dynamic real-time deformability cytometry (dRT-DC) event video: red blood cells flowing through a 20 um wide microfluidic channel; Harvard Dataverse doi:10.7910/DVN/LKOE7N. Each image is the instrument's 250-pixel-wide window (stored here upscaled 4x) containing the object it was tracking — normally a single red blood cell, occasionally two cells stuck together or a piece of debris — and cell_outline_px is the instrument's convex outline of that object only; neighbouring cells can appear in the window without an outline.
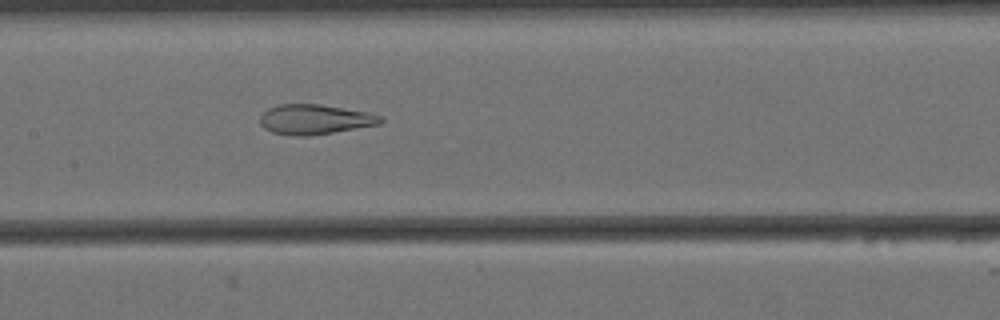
{"species": "Egyptian fruit bat (a non-hibernating species)", "species_latin": "Rousettus aegyptiacus", "temperature_condition": "cold", "stored_images_in_passage": 56, "camera_frame_rate_fps": 3000, "um_per_image_px": 0.085, "animal": {"sex": "female"}, "frame": {"image": 1, "passage_image": 25, "time_ms": 8.0, "image_size_px": [1000, 320], "cell_outline_px": [[384, 120], [380, 124], [308, 136], [288, 136], [272, 132], [264, 128], [260, 124], [260, 116], [268, 108], [280, 104], [320, 104], [364, 112], [380, 116]], "centroid_in_image_um": [26.69, 10.16], "position_along_channel_um": 180.7, "area_um2": 20.81}}
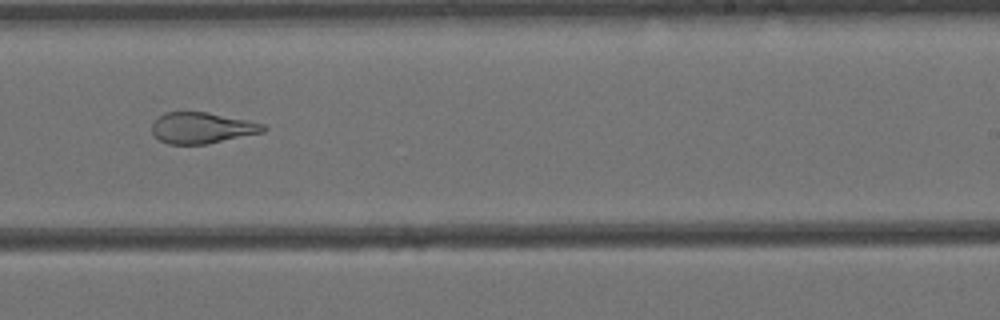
{"frame": {"image": 2, "passage_image": 33, "time_ms": 10.667, "image_size_px": [1000, 320], "cell_outline_px": [[268, 128], [264, 132], [208, 144], [168, 144], [160, 140], [152, 132], [152, 124], [164, 112], [208, 112], [248, 120], [264, 124]], "centroid_in_image_um": [17.2, 10.87], "position_along_channel_um": 271.8, "area_um2": 20.17}}
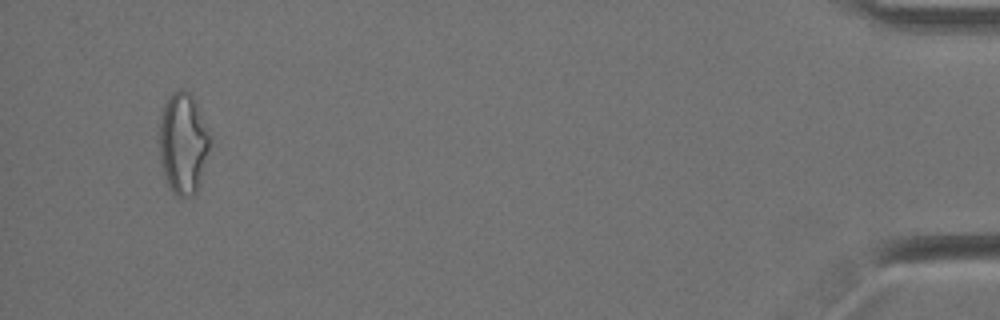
{"frame": {"image": 3, "passage_image": 53, "time_ms": 17.333, "image_size_px": [1000, 320], "cell_outline_px": [[208, 152], [200, 184], [196, 192], [192, 196], [176, 196], [172, 192], [164, 180], [160, 164], [160, 116], [164, 104], [172, 92], [188, 92], [192, 96], [196, 104], [208, 136]], "centroid_in_image_um": [15.51, 12.27], "position_along_channel_um": 419.7, "area_um2": 29.25}, "authors_computed_cell_mechanics": {"area_um2": 25.7788, "velocity_mm_per_s": 3.4578, "shape_relaxation_time_tau1_ms": null, "shape_relaxation_time_tau2_ms": 1.6638, "deformation_change_tau1": null, "deformation_change_tau2": 0.1018}}